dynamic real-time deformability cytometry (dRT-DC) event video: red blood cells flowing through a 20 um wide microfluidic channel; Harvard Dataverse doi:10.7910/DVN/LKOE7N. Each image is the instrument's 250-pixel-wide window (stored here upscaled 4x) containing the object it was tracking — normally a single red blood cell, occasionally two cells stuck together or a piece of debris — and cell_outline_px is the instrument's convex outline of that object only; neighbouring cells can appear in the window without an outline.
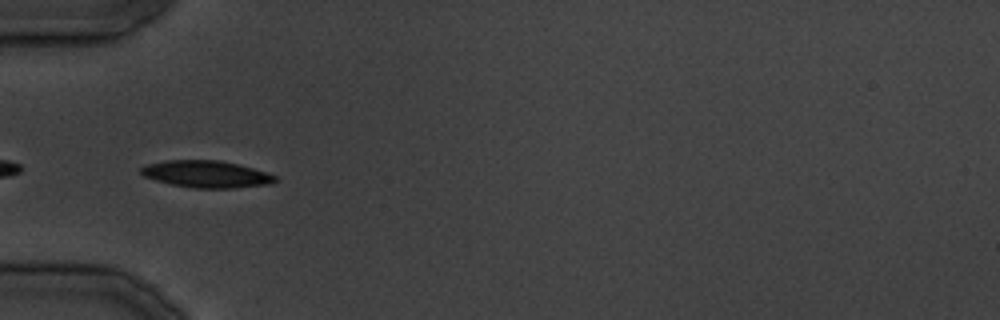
{"species": "common noctule bat (a hibernating species)", "species_latin": "Nyctalus noctula", "temperature_condition": "cold", "stored_images_in_passage": 35, "camera_frame_rate_fps": 3000, "um_per_image_px": 0.085, "animal": {"sex": "male", "body_mass_g": 19.5, "forearm_length_mm": 54.6}, "frame": {"image": 1, "passage_image": 12, "time_ms": 13.333, "image_size_px": [1000, 320], "cell_outline_px": [[280, 180], [272, 184], [236, 188], [192, 188], [172, 184], [156, 180], [144, 176], [140, 172], [140, 168], [148, 164], [164, 160], [220, 160], [252, 168], [276, 176]], "centroid_in_image_um": [17.56, 14.81], "position_along_channel_um": 67.4, "area_um2": 21.1}}
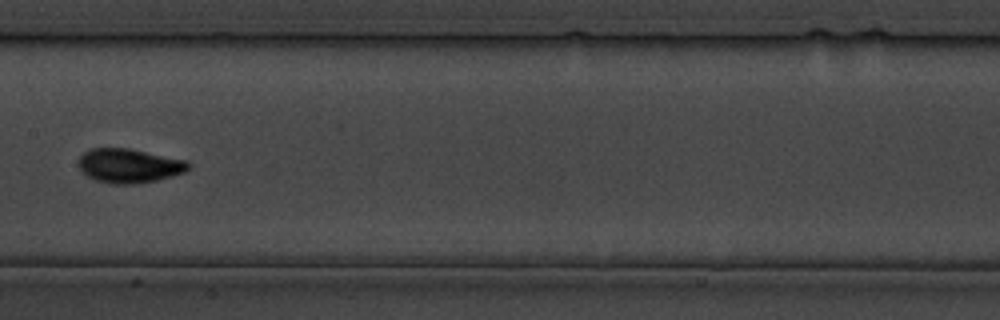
{"frame": {"image": 2, "passage_image": 19, "time_ms": 21.667, "image_size_px": [1000, 320], "cell_outline_px": [[192, 164], [184, 172], [172, 176], [156, 180], [132, 184], [116, 184], [96, 180], [88, 176], [80, 168], [80, 156], [84, 152], [92, 148], [128, 148], [188, 160]], "centroid_in_image_um": [11.02, 14.07], "position_along_channel_um": 196.4, "area_um2": 21.68}}
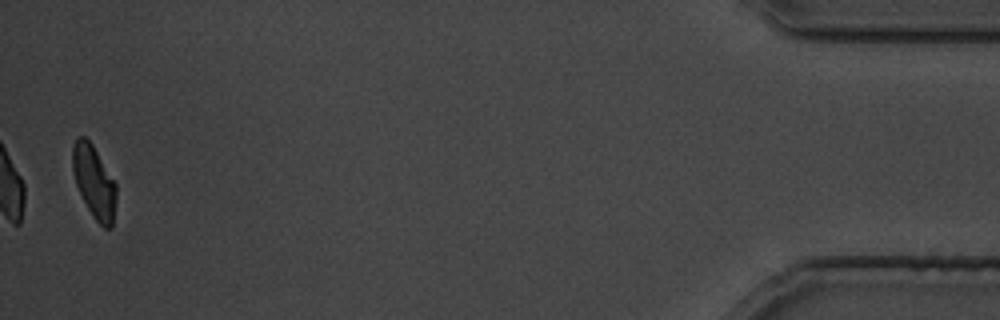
{"frame": {"image": 3, "passage_image": 35, "time_ms": 41.667, "image_size_px": [1000, 320], "cell_outline_px": [[116, 200], [112, 228], [104, 228], [92, 216], [76, 184], [72, 168], [72, 144], [76, 136], [84, 136], [92, 144], [116, 184]], "centroid_in_image_um": [7.99, 15.44], "position_along_channel_um": 427.2, "area_um2": 18.38}}